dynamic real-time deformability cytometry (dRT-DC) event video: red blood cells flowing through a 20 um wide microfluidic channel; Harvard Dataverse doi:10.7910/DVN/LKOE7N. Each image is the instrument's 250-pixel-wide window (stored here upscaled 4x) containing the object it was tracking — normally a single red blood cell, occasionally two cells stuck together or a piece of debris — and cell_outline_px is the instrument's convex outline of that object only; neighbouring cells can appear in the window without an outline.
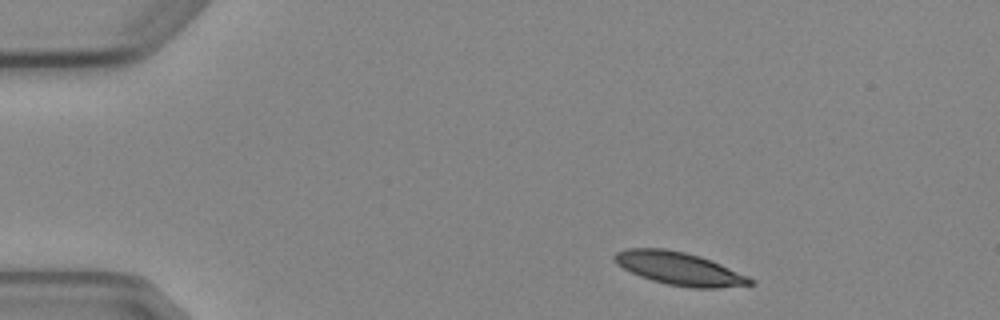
{"species": "Egyptian fruit bat (a non-hibernating species)", "species_latin": "Rousettus aegyptiacus", "temperature_condition": "cold", "stored_images_in_passage": 3, "camera_frame_rate_fps": 3000, "um_per_image_px": 0.085, "animal": {"sex": "female"}, "frame": {"image": 1, "passage_image": 1, "time_ms": 0.0, "image_size_px": [1000, 320], "cell_outline_px": [[756, 284], [720, 288], [692, 288], [668, 284], [652, 280], [640, 276], [616, 264], [612, 260], [612, 256], [616, 252], [628, 248], [664, 248], [684, 252], [700, 256], [720, 264], [748, 276]], "centroid_in_image_um": [57.72, 22.83], "position_along_channel_um": 27.3, "area_um2": 25.95}}